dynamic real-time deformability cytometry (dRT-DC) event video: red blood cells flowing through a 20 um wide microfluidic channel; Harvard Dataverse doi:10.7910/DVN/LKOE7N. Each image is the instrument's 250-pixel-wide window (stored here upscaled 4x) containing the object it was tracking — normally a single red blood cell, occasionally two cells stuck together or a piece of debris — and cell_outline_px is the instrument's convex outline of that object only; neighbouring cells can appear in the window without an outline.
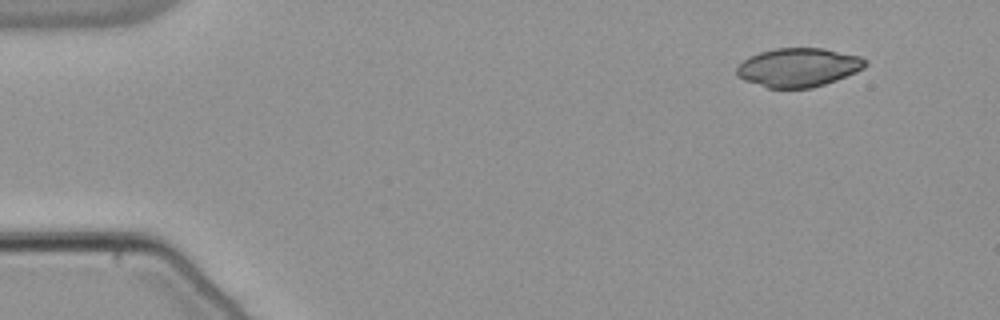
{"species": "common noctule bat (a hibernating species)", "species_latin": "Nyctalus noctula", "temperature_condition": "warm", "stored_images_in_passage": 49, "camera_frame_rate_fps": 3000, "um_per_image_px": 0.085, "animal": {"sex": "male", "body_mass_g": 21.5, "forearm_length_mm": 52.0}, "frame": {"image": 1, "passage_image": 1, "time_ms": 0.0, "image_size_px": [1000, 320], "cell_outline_px": [[868, 64], [864, 68], [856, 72], [836, 80], [812, 88], [768, 88], [744, 80], [736, 76], [736, 68], [744, 60], [760, 52], [776, 48], [824, 48], [860, 56], [868, 60]], "centroid_in_image_um": [67.89, 5.73], "position_along_channel_um": 17.1, "area_um2": 29.07}}
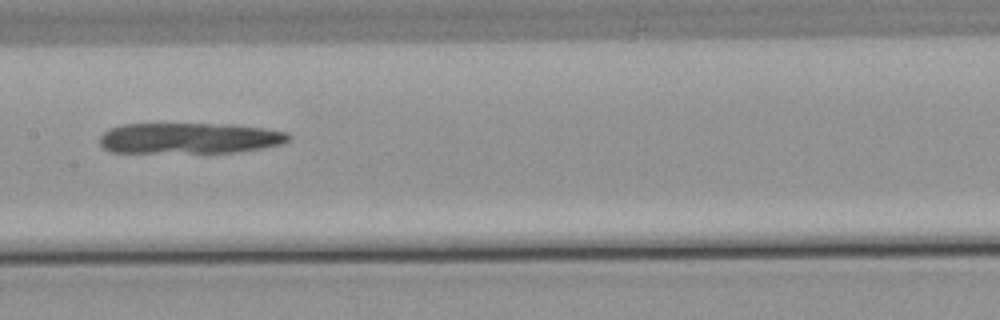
{"frame": {"image": 2, "passage_image": 23, "time_ms": 7.333, "image_size_px": [1000, 320], "cell_outline_px": [[292, 136], [288, 140], [280, 144], [260, 148], [232, 152], [112, 152], [104, 148], [100, 144], [100, 136], [108, 128], [124, 124], [232, 124], [264, 128], [288, 132]], "centroid_in_image_um": [16.09, 11.73], "position_along_channel_um": 191.3, "area_um2": 33.81}}
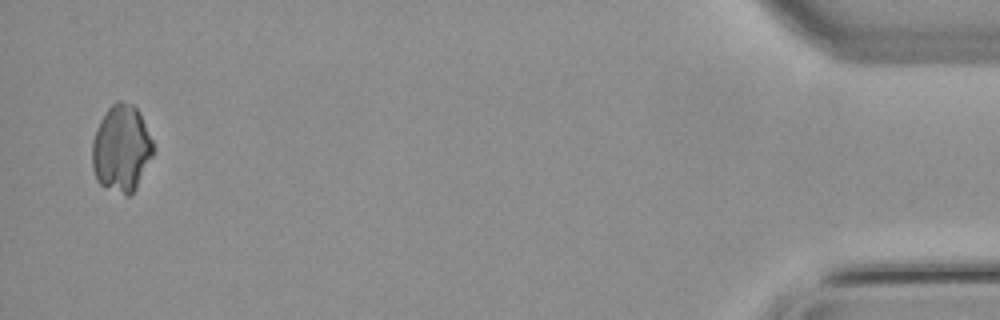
{"frame": {"image": 3, "passage_image": 48, "time_ms": 15.667, "image_size_px": [1000, 320], "cell_outline_px": [[156, 148], [136, 188], [128, 196], [104, 188], [96, 180], [92, 168], [92, 140], [96, 128], [100, 120], [108, 108], [116, 100], [120, 100], [132, 104], [140, 112]], "centroid_in_image_um": [10.31, 12.61], "position_along_channel_um": 424.9, "area_um2": 31.27}}